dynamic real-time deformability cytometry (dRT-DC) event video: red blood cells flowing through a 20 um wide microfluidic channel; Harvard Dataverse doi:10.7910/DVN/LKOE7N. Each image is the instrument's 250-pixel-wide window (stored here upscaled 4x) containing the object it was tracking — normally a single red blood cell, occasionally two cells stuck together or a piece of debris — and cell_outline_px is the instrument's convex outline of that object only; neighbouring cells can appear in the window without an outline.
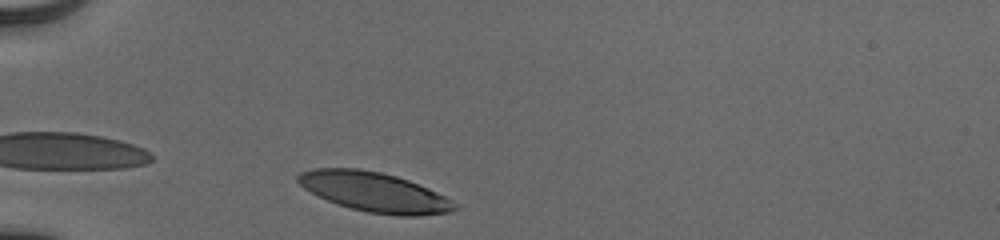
{"species": "human", "species_latin": "Homo sapiens", "temperature_condition": "cold", "stored_images_in_passage": 30, "camera_frame_rate_fps": 3000, "um_per_image_px": 0.085, "donor": {"sex": "male"}, "frame": {"image": 1, "passage_image": 1, "time_ms": 0.0, "image_size_px": [1000, 240], "cell_outline_px": [[460, 208], [452, 212], [420, 216], [396, 216], [368, 212], [336, 204], [304, 188], [296, 180], [296, 176], [300, 172], [316, 168], [360, 168], [380, 172], [396, 176], [408, 180], [428, 188], [444, 196], [456, 204]], "centroid_in_image_um": [31.84, 16.33], "position_along_channel_um": 53.2, "area_um2": 36.13}}
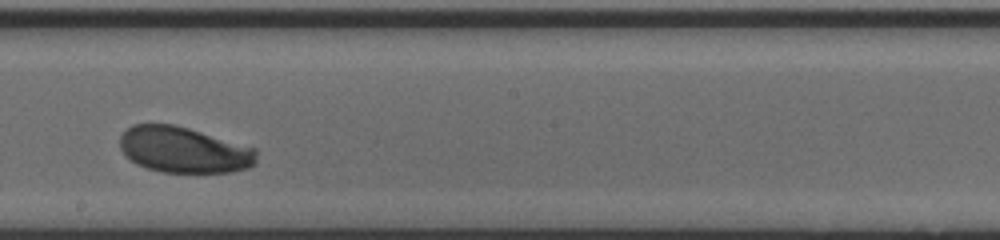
{"frame": {"image": 2, "passage_image": 17, "time_ms": 5.333, "image_size_px": [1000, 240], "cell_outline_px": [[256, 164], [248, 168], [232, 172], [160, 172], [136, 164], [124, 156], [120, 148], [120, 136], [132, 124], [172, 124], [188, 128], [256, 148]], "centroid_in_image_um": [15.61, 12.74], "position_along_channel_um": 232.6, "area_um2": 36.65}}
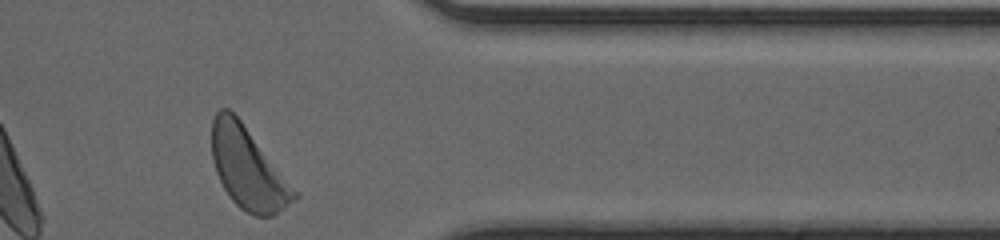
{"frame": {"image": 3, "passage_image": 30, "time_ms": 9.667, "image_size_px": [1000, 240], "cell_outline_px": [[300, 196], [284, 208], [272, 216], [256, 216], [240, 208], [232, 200], [224, 188], [216, 172], [212, 160], [212, 120], [216, 112], [220, 108], [228, 108], [240, 120]], "centroid_in_image_um": [21.04, 14.31], "position_along_channel_um": 390.4, "area_um2": 38.26}, "authors_computed_cell_mechanics": {"area_um2": 37.3388, "velocity_mm_per_s": 3.8356, "shape_relaxation_time_tau1_ms": 1.5056, "shape_relaxation_time_tau2_ms": null, "deformation_change_tau1": 0.1124, "deformation_change_tau2": null}}